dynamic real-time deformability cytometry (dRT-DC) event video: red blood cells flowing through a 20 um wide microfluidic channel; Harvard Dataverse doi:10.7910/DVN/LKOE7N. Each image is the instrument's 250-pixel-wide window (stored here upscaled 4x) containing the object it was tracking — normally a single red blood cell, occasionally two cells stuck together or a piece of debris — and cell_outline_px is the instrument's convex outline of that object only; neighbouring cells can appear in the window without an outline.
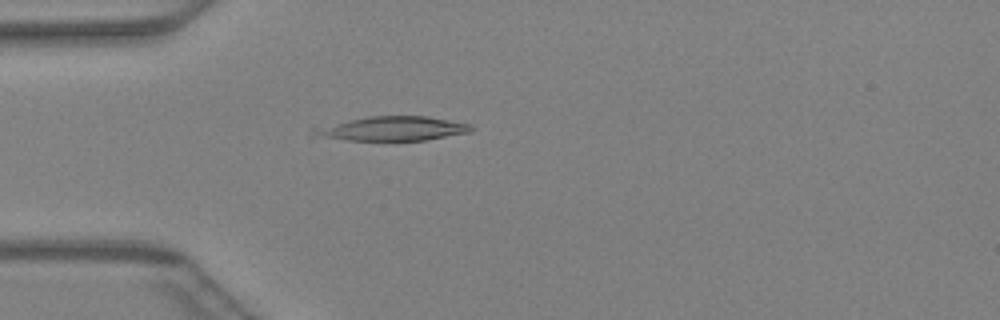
{"species": "Egyptian fruit bat (a non-hibernating species)", "species_latin": "Rousettus aegyptiacus", "temperature_condition": "warm", "stored_images_in_passage": 46, "camera_frame_rate_fps": 3000, "um_per_image_px": 0.085, "animal": {"sex": "female"}, "frame": {"image": 1, "passage_image": 13, "time_ms": 4.0, "image_size_px": [1000, 320], "cell_outline_px": [[476, 128], [472, 132], [424, 140], [348, 140], [312, 136], [312, 128], [368, 116], [428, 116], [472, 124]], "centroid_in_image_um": [33.4, 10.93], "position_along_channel_um": 51.6, "area_um2": 22.25}}
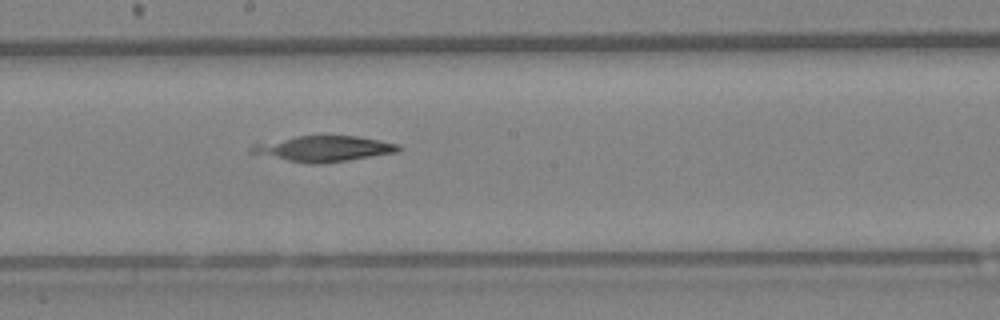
{"frame": {"image": 2, "passage_image": 25, "time_ms": 8.0, "image_size_px": [1000, 320], "cell_outline_px": [[404, 148], [396, 152], [348, 160], [320, 164], [312, 164], [288, 160], [248, 152], [248, 148], [252, 144], [296, 136], [356, 136], [380, 140], [400, 144]], "centroid_in_image_um": [27.52, 12.63], "position_along_channel_um": 220.7, "area_um2": 21.85}}
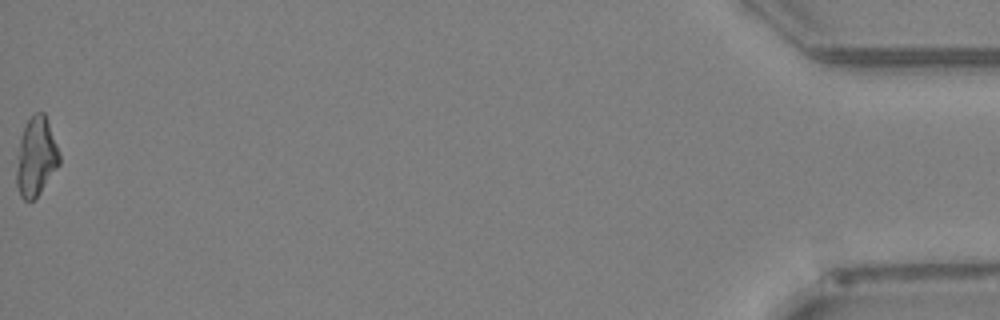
{"frame": {"image": 3, "passage_image": 46, "time_ms": 15.0, "image_size_px": [1000, 320], "cell_outline_px": [[60, 164], [40, 192], [32, 200], [24, 200], [20, 196], [16, 184], [16, 172], [20, 136], [28, 120], [36, 112], [44, 112], [56, 144], [60, 156]], "centroid_in_image_um": [3.06, 13.34], "position_along_channel_um": 432.1, "area_um2": 19.36}}